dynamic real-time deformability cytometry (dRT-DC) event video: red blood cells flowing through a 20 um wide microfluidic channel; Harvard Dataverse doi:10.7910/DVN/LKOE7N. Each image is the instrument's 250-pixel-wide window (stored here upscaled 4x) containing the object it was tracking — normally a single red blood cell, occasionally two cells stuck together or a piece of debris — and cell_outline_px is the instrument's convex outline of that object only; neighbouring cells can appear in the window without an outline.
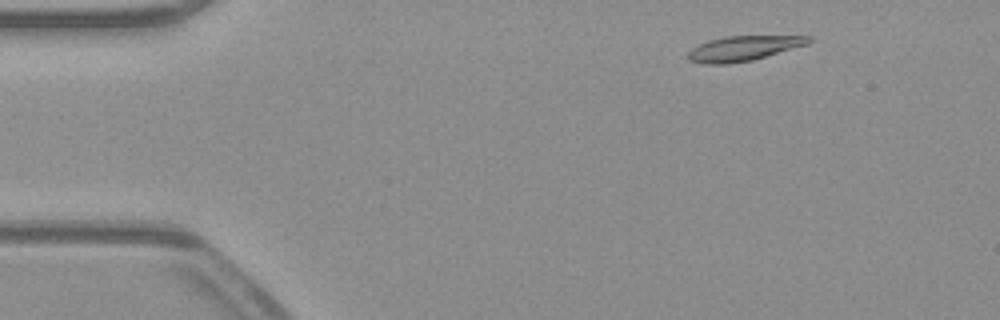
{"species": "common noctule bat (a hibernating species)", "species_latin": "Nyctalus noctula", "temperature_condition": "warm", "stored_images_in_passage": 14, "camera_frame_rate_fps": 3000, "um_per_image_px": 0.085, "animal": {"sex": "male", "body_mass_g": 23.1, "forearm_length_mm": 52.7}, "frame": {"image": 1, "passage_image": 4, "time_ms": 1.0, "image_size_px": [1000, 320], "cell_outline_px": [[812, 40], [808, 44], [752, 60], [728, 64], [704, 64], [688, 60], [688, 52], [692, 48], [708, 40], [724, 36], [812, 36]], "centroid_in_image_um": [63.17, 4.11], "position_along_channel_um": 21.8, "area_um2": 17.46}}
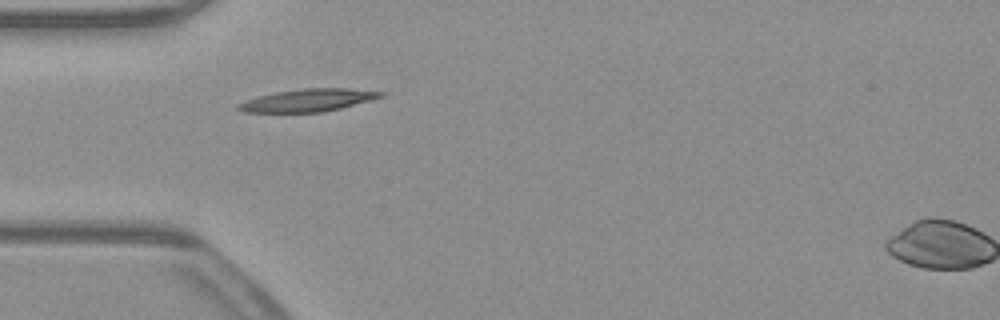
{"frame": {"image": 2, "passage_image": 13, "time_ms": 4.0, "image_size_px": [1000, 320], "cell_outline_px": [[388, 92], [384, 96], [372, 100], [324, 112], [244, 112], [236, 108], [236, 104], [260, 96], [276, 92], [300, 88], [348, 88]], "centroid_in_image_um": [26.24, 8.51], "position_along_channel_um": 58.8, "area_um2": 18.73}}